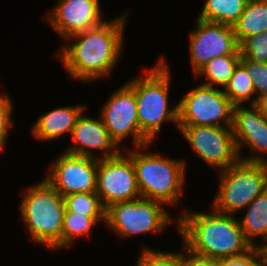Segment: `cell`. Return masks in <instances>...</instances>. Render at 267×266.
<instances>
[{"instance_id": "6da1fadb", "label": "cell", "mask_w": 267, "mask_h": 266, "mask_svg": "<svg viewBox=\"0 0 267 266\" xmlns=\"http://www.w3.org/2000/svg\"><path fill=\"white\" fill-rule=\"evenodd\" d=\"M125 19V15H120L65 39L76 40L70 46L65 44L59 54L72 78L97 81L112 71L121 54Z\"/></svg>"}, {"instance_id": "7a4b0ae2", "label": "cell", "mask_w": 267, "mask_h": 266, "mask_svg": "<svg viewBox=\"0 0 267 266\" xmlns=\"http://www.w3.org/2000/svg\"><path fill=\"white\" fill-rule=\"evenodd\" d=\"M211 213L188 211L178 218V231L184 247L207 258L234 257L247 253L253 247L246 240L239 220L212 208Z\"/></svg>"}, {"instance_id": "3957f363", "label": "cell", "mask_w": 267, "mask_h": 266, "mask_svg": "<svg viewBox=\"0 0 267 266\" xmlns=\"http://www.w3.org/2000/svg\"><path fill=\"white\" fill-rule=\"evenodd\" d=\"M28 190L21 201L20 212L31 239L52 250L61 249L64 197L45 178Z\"/></svg>"}, {"instance_id": "277c9868", "label": "cell", "mask_w": 267, "mask_h": 266, "mask_svg": "<svg viewBox=\"0 0 267 266\" xmlns=\"http://www.w3.org/2000/svg\"><path fill=\"white\" fill-rule=\"evenodd\" d=\"M146 74L126 84L136 95L140 130L153 141L166 120L174 121L178 126V105L171 109L168 105L170 73L164 58Z\"/></svg>"}, {"instance_id": "5b68a950", "label": "cell", "mask_w": 267, "mask_h": 266, "mask_svg": "<svg viewBox=\"0 0 267 266\" xmlns=\"http://www.w3.org/2000/svg\"><path fill=\"white\" fill-rule=\"evenodd\" d=\"M135 147L137 150H128V156L132 160L135 169L137 185L140 196L163 204H178L185 178V162L162 158L159 154L141 153L143 147Z\"/></svg>"}, {"instance_id": "8992f818", "label": "cell", "mask_w": 267, "mask_h": 266, "mask_svg": "<svg viewBox=\"0 0 267 266\" xmlns=\"http://www.w3.org/2000/svg\"><path fill=\"white\" fill-rule=\"evenodd\" d=\"M219 172V190L211 206L218 212L233 215L266 191L267 162L239 160Z\"/></svg>"}, {"instance_id": "52a82bcc", "label": "cell", "mask_w": 267, "mask_h": 266, "mask_svg": "<svg viewBox=\"0 0 267 266\" xmlns=\"http://www.w3.org/2000/svg\"><path fill=\"white\" fill-rule=\"evenodd\" d=\"M162 204L142 196L113 203L106 208L105 223L124 237L158 231L171 220Z\"/></svg>"}, {"instance_id": "ba28073f", "label": "cell", "mask_w": 267, "mask_h": 266, "mask_svg": "<svg viewBox=\"0 0 267 266\" xmlns=\"http://www.w3.org/2000/svg\"><path fill=\"white\" fill-rule=\"evenodd\" d=\"M234 106L224 91L201 84L178 103V126L232 127Z\"/></svg>"}, {"instance_id": "9c48e42d", "label": "cell", "mask_w": 267, "mask_h": 266, "mask_svg": "<svg viewBox=\"0 0 267 266\" xmlns=\"http://www.w3.org/2000/svg\"><path fill=\"white\" fill-rule=\"evenodd\" d=\"M196 154L208 165L227 169L240 158L231 127L178 126Z\"/></svg>"}, {"instance_id": "30bf717a", "label": "cell", "mask_w": 267, "mask_h": 266, "mask_svg": "<svg viewBox=\"0 0 267 266\" xmlns=\"http://www.w3.org/2000/svg\"><path fill=\"white\" fill-rule=\"evenodd\" d=\"M96 193L106 209L113 203L140 197L131 158L121 153L98 159Z\"/></svg>"}, {"instance_id": "8fae6325", "label": "cell", "mask_w": 267, "mask_h": 266, "mask_svg": "<svg viewBox=\"0 0 267 266\" xmlns=\"http://www.w3.org/2000/svg\"><path fill=\"white\" fill-rule=\"evenodd\" d=\"M190 35L191 64L194 74L216 57L240 55L239 43L231 25L197 19Z\"/></svg>"}, {"instance_id": "7c38bea8", "label": "cell", "mask_w": 267, "mask_h": 266, "mask_svg": "<svg viewBox=\"0 0 267 266\" xmlns=\"http://www.w3.org/2000/svg\"><path fill=\"white\" fill-rule=\"evenodd\" d=\"M137 111L135 92L126 83L112 94L102 108L101 119L117 144L130 134L135 147L152 142L140 130Z\"/></svg>"}, {"instance_id": "4fadbf2b", "label": "cell", "mask_w": 267, "mask_h": 266, "mask_svg": "<svg viewBox=\"0 0 267 266\" xmlns=\"http://www.w3.org/2000/svg\"><path fill=\"white\" fill-rule=\"evenodd\" d=\"M98 159L64 152L55 161L46 180L65 197L74 193L96 192Z\"/></svg>"}, {"instance_id": "5bb4252c", "label": "cell", "mask_w": 267, "mask_h": 266, "mask_svg": "<svg viewBox=\"0 0 267 266\" xmlns=\"http://www.w3.org/2000/svg\"><path fill=\"white\" fill-rule=\"evenodd\" d=\"M99 0H58L48 11L49 23L61 37L67 38L78 32L101 25Z\"/></svg>"}, {"instance_id": "9a60e30c", "label": "cell", "mask_w": 267, "mask_h": 266, "mask_svg": "<svg viewBox=\"0 0 267 266\" xmlns=\"http://www.w3.org/2000/svg\"><path fill=\"white\" fill-rule=\"evenodd\" d=\"M246 109L241 105H235L233 109L232 132L237 146L239 158L247 162H267L259 154L267 153V118L261 114L259 109L250 105ZM247 145L258 156L241 157V147Z\"/></svg>"}, {"instance_id": "2e32d148", "label": "cell", "mask_w": 267, "mask_h": 266, "mask_svg": "<svg viewBox=\"0 0 267 266\" xmlns=\"http://www.w3.org/2000/svg\"><path fill=\"white\" fill-rule=\"evenodd\" d=\"M71 136L76 144L66 149L68 153L95 158L96 156L88 149L91 148L104 151L101 159L120 154L118 144L110 136L101 117L94 119L82 116L81 113L71 131Z\"/></svg>"}, {"instance_id": "e0dca14e", "label": "cell", "mask_w": 267, "mask_h": 266, "mask_svg": "<svg viewBox=\"0 0 267 266\" xmlns=\"http://www.w3.org/2000/svg\"><path fill=\"white\" fill-rule=\"evenodd\" d=\"M85 107L66 106L50 111L39 117L33 124V134L39 140L50 141L70 133L74 128L78 117L83 113Z\"/></svg>"}, {"instance_id": "ac0fdd59", "label": "cell", "mask_w": 267, "mask_h": 266, "mask_svg": "<svg viewBox=\"0 0 267 266\" xmlns=\"http://www.w3.org/2000/svg\"><path fill=\"white\" fill-rule=\"evenodd\" d=\"M246 209L248 210L244 219L239 220L244 236L252 247L264 249L267 246V191L258 195ZM256 236H262L266 243H253Z\"/></svg>"}, {"instance_id": "d6986e66", "label": "cell", "mask_w": 267, "mask_h": 266, "mask_svg": "<svg viewBox=\"0 0 267 266\" xmlns=\"http://www.w3.org/2000/svg\"><path fill=\"white\" fill-rule=\"evenodd\" d=\"M233 28L238 43L246 37L266 32L267 0L248 1Z\"/></svg>"}, {"instance_id": "ffe728a7", "label": "cell", "mask_w": 267, "mask_h": 266, "mask_svg": "<svg viewBox=\"0 0 267 266\" xmlns=\"http://www.w3.org/2000/svg\"><path fill=\"white\" fill-rule=\"evenodd\" d=\"M247 2L248 0H206L198 19L234 26Z\"/></svg>"}, {"instance_id": "44dd1931", "label": "cell", "mask_w": 267, "mask_h": 266, "mask_svg": "<svg viewBox=\"0 0 267 266\" xmlns=\"http://www.w3.org/2000/svg\"><path fill=\"white\" fill-rule=\"evenodd\" d=\"M241 61V55H225L216 57L209 61L203 66L197 73L196 76L205 75L209 81L202 83L206 86L213 87V84H218L223 88L227 85L236 66Z\"/></svg>"}, {"instance_id": "7402d4cb", "label": "cell", "mask_w": 267, "mask_h": 266, "mask_svg": "<svg viewBox=\"0 0 267 266\" xmlns=\"http://www.w3.org/2000/svg\"><path fill=\"white\" fill-rule=\"evenodd\" d=\"M224 93L234 105H244V102L252 100L251 96L255 94L254 85L246 66L241 61L225 86Z\"/></svg>"}, {"instance_id": "603a6c76", "label": "cell", "mask_w": 267, "mask_h": 266, "mask_svg": "<svg viewBox=\"0 0 267 266\" xmlns=\"http://www.w3.org/2000/svg\"><path fill=\"white\" fill-rule=\"evenodd\" d=\"M65 212H74L88 217H105L106 209L96 192L74 193L64 197Z\"/></svg>"}, {"instance_id": "cb8c5ba5", "label": "cell", "mask_w": 267, "mask_h": 266, "mask_svg": "<svg viewBox=\"0 0 267 266\" xmlns=\"http://www.w3.org/2000/svg\"><path fill=\"white\" fill-rule=\"evenodd\" d=\"M101 219L105 222V217H88L74 212H65L62 228V248L73 244L80 235H89L91 228Z\"/></svg>"}, {"instance_id": "d4e9b609", "label": "cell", "mask_w": 267, "mask_h": 266, "mask_svg": "<svg viewBox=\"0 0 267 266\" xmlns=\"http://www.w3.org/2000/svg\"><path fill=\"white\" fill-rule=\"evenodd\" d=\"M241 59L267 63V31L244 38L239 43Z\"/></svg>"}, {"instance_id": "484cf974", "label": "cell", "mask_w": 267, "mask_h": 266, "mask_svg": "<svg viewBox=\"0 0 267 266\" xmlns=\"http://www.w3.org/2000/svg\"><path fill=\"white\" fill-rule=\"evenodd\" d=\"M137 266H181L183 253H163L146 248L140 253Z\"/></svg>"}, {"instance_id": "4316f807", "label": "cell", "mask_w": 267, "mask_h": 266, "mask_svg": "<svg viewBox=\"0 0 267 266\" xmlns=\"http://www.w3.org/2000/svg\"><path fill=\"white\" fill-rule=\"evenodd\" d=\"M241 62L246 66L248 74L254 85L255 92L258 97L267 94V63H258L250 59H241Z\"/></svg>"}, {"instance_id": "83f0119b", "label": "cell", "mask_w": 267, "mask_h": 266, "mask_svg": "<svg viewBox=\"0 0 267 266\" xmlns=\"http://www.w3.org/2000/svg\"><path fill=\"white\" fill-rule=\"evenodd\" d=\"M264 261V250L253 247L243 255L218 258V266H259Z\"/></svg>"}, {"instance_id": "f1b7e54d", "label": "cell", "mask_w": 267, "mask_h": 266, "mask_svg": "<svg viewBox=\"0 0 267 266\" xmlns=\"http://www.w3.org/2000/svg\"><path fill=\"white\" fill-rule=\"evenodd\" d=\"M12 108L11 100L0 94V151L5 145L9 127L13 126L11 120Z\"/></svg>"}, {"instance_id": "f546056e", "label": "cell", "mask_w": 267, "mask_h": 266, "mask_svg": "<svg viewBox=\"0 0 267 266\" xmlns=\"http://www.w3.org/2000/svg\"><path fill=\"white\" fill-rule=\"evenodd\" d=\"M184 249L185 254L183 253V264L185 266H218V259L202 257L188 251L185 247Z\"/></svg>"}, {"instance_id": "4dcf8cb0", "label": "cell", "mask_w": 267, "mask_h": 266, "mask_svg": "<svg viewBox=\"0 0 267 266\" xmlns=\"http://www.w3.org/2000/svg\"><path fill=\"white\" fill-rule=\"evenodd\" d=\"M251 104H254L261 114L267 118V94L255 99L253 98Z\"/></svg>"}, {"instance_id": "1f68e13d", "label": "cell", "mask_w": 267, "mask_h": 266, "mask_svg": "<svg viewBox=\"0 0 267 266\" xmlns=\"http://www.w3.org/2000/svg\"><path fill=\"white\" fill-rule=\"evenodd\" d=\"M263 250H264V261L267 263V246Z\"/></svg>"}, {"instance_id": "d6a6232c", "label": "cell", "mask_w": 267, "mask_h": 266, "mask_svg": "<svg viewBox=\"0 0 267 266\" xmlns=\"http://www.w3.org/2000/svg\"><path fill=\"white\" fill-rule=\"evenodd\" d=\"M259 266H267V263L263 261Z\"/></svg>"}]
</instances>
